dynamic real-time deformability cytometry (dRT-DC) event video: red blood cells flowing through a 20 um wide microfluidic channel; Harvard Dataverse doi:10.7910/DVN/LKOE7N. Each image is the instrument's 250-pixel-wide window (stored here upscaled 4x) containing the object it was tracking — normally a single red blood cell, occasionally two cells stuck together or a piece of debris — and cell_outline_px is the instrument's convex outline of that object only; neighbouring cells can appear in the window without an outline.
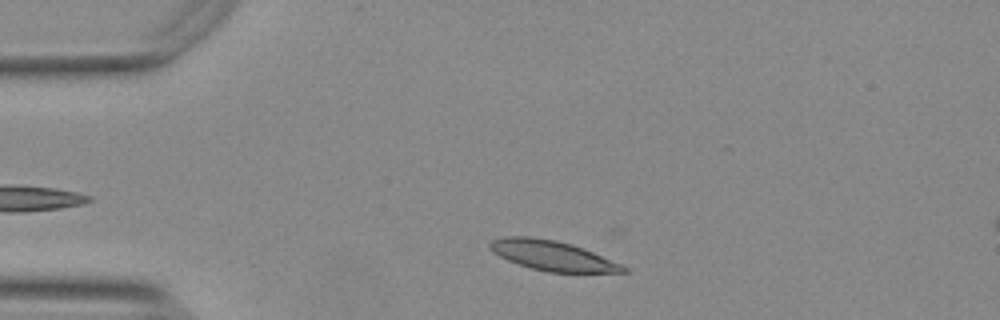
{"species": "Egyptian fruit bat (a non-hibernating species)", "species_latin": "Rousettus aegyptiacus", "temperature_condition": "warm", "stored_images_in_passage": 37, "camera_frame_rate_fps": 3000, "um_per_image_px": 0.085, "animal": {"sex": "female"}, "frame": {"image": 1, "passage_image": 5, "time_ms": 1.333, "image_size_px": [1000, 320], "cell_outline_px": [[628, 272], [548, 272], [532, 268], [508, 260], [492, 252], [488, 248], [488, 244], [492, 240], [504, 236], [528, 236], [556, 240], [572, 244], [592, 252], [620, 264], [628, 268]], "centroid_in_image_um": [46.9, 21.71], "position_along_channel_um": 38.1, "area_um2": 22.95}}
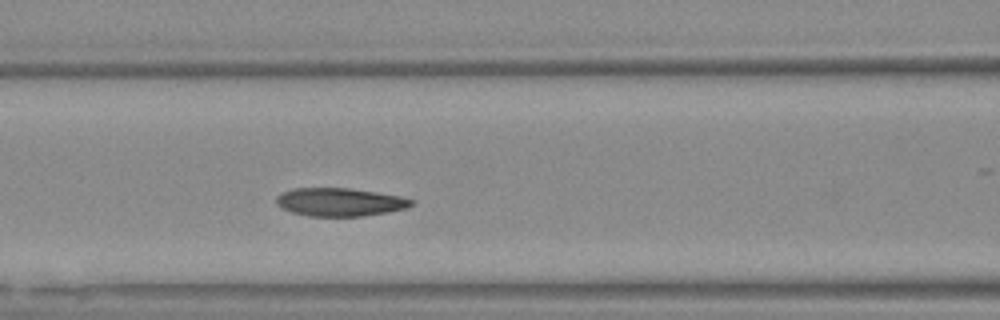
{"frame": {"image": 2, "passage_image": 16, "time_ms": 5.0, "image_size_px": [1000, 320], "cell_outline_px": [[412, 204], [408, 208], [388, 212], [364, 216], [308, 216], [292, 212], [280, 208], [276, 204], [276, 196], [280, 192], [292, 188], [348, 188], [404, 196], [412, 200]], "centroid_in_image_um": [28.86, 17.17], "position_along_channel_um": 137.7, "area_um2": 22.43}}
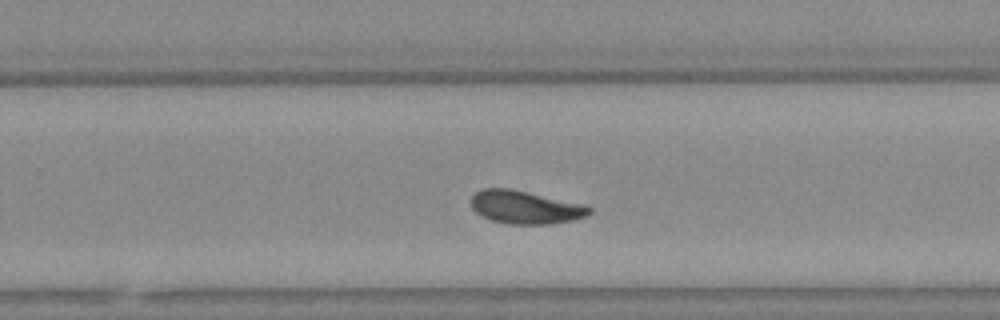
{"frame": {"image": 3, "passage_image": 28, "time_ms": 9.0, "image_size_px": [1000, 320], "cell_outline_px": [[592, 212], [588, 216], [572, 220], [548, 224], [508, 224], [492, 220], [480, 216], [472, 208], [472, 196], [476, 192], [484, 188], [508, 188], [588, 204], [592, 208]], "centroid_in_image_um": [44.7, 17.61], "position_along_channel_um": 285.1, "area_um2": 23.0}, "authors_computed_cell_mechanics": {"area_um2": 22.8888, "velocity_mm_per_s": 3.7036, "shape_relaxation_time_tau1_ms": 4.3747, "shape_relaxation_time_tau2_ms": 3.5748, "deformation_change_tau1": 0.1468, "deformation_change_tau2": 0.0996}}